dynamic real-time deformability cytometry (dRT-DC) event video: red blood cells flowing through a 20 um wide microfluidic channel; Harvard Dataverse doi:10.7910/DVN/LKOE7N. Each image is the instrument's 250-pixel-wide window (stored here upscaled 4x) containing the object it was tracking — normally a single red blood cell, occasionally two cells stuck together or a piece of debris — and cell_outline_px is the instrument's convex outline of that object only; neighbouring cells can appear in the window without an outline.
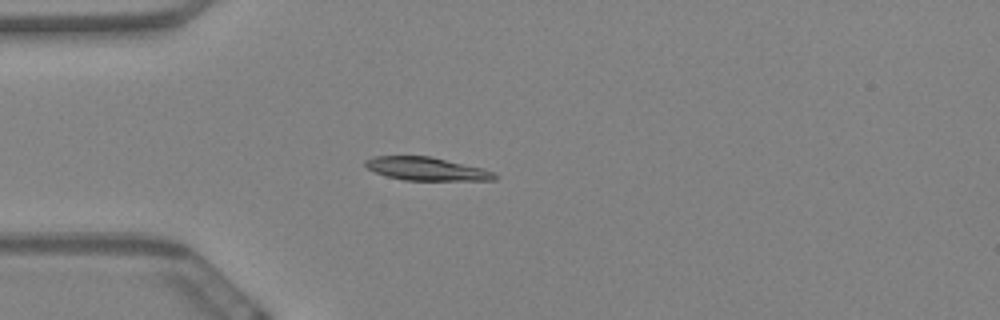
{"species": "Egyptian fruit bat (a non-hibernating species)", "species_latin": "Rousettus aegyptiacus", "temperature_condition": "warm", "stored_images_in_passage": 45, "camera_frame_rate_fps": 3000, "um_per_image_px": 0.085, "animal": {"sex": "female"}, "frame": {"image": 1, "passage_image": 2, "time_ms": 0.333, "image_size_px": [1000, 320], "cell_outline_px": [[500, 176], [496, 180], [404, 180], [388, 176], [376, 172], [368, 168], [364, 164], [364, 160], [372, 156], [428, 156], [484, 168], [496, 172]], "centroid_in_image_um": [36.31, 14.35], "position_along_channel_um": 48.7, "area_um2": 17.51}}
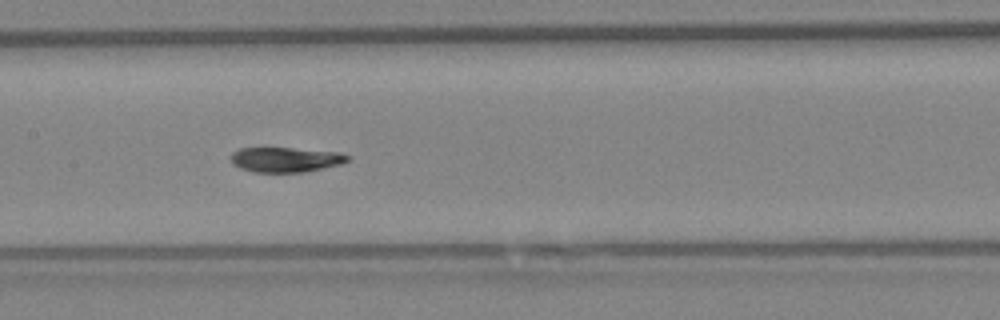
{"frame": {"image": 2, "passage_image": 15, "time_ms": 4.667, "image_size_px": [1000, 320], "cell_outline_px": [[348, 160], [340, 164], [324, 168], [304, 172], [252, 172], [240, 168], [232, 164], [232, 152], [240, 148], [292, 148], [340, 152], [348, 156]], "centroid_in_image_um": [24.26, 13.57], "position_along_channel_um": 183.1, "area_um2": 16.88}}
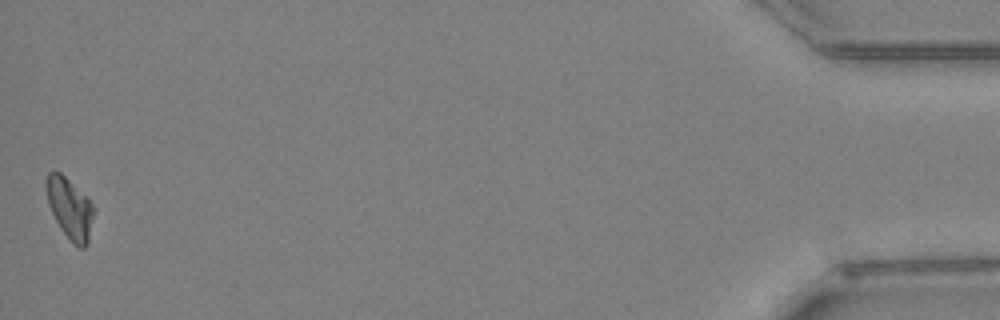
{"frame": {"image": 3, "passage_image": 45, "time_ms": 14.667, "image_size_px": [1000, 320], "cell_outline_px": [[96, 208], [88, 244], [84, 248], [80, 248], [72, 244], [60, 228], [48, 204], [44, 184], [44, 180], [48, 172], [60, 172]], "centroid_in_image_um": [5.93, 17.75], "position_along_channel_um": 429.3, "area_um2": 16.94}, "authors_computed_cell_mechanics": {"area_um2": 17.34, "velocity_mm_per_s": 3.4159, "shape_relaxation_time_tau1_ms": 3.9461, "shape_relaxation_time_tau2_ms": 2.2016, "deformation_change_tau1": 0.1847, "deformation_change_tau2": 0.0881}}